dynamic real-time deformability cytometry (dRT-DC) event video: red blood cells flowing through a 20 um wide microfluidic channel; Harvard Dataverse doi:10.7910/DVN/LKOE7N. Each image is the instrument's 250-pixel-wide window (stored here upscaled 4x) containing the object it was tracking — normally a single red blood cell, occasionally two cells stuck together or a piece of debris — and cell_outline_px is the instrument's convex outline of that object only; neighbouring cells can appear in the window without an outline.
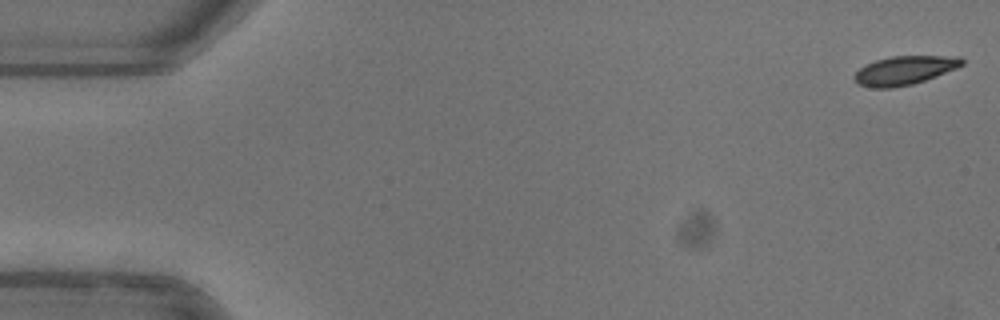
{"species": "common noctule bat (a hibernating species)", "species_latin": "Nyctalus noctula", "temperature_condition": "warm", "stored_images_in_passage": 10, "camera_frame_rate_fps": 3000, "um_per_image_px": 0.085, "animal": {"sex": "female"}, "frame": {"image": 1, "passage_image": 1, "time_ms": 0.0, "image_size_px": [1000, 320], "cell_outline_px": [[964, 64], [956, 68], [936, 76], [912, 84], [892, 88], [872, 88], [856, 84], [852, 76], [860, 68], [876, 60], [892, 56], [960, 56], [964, 60]], "centroid_in_image_um": [76.86, 5.98], "position_along_channel_um": 8.1, "area_um2": 18.03}}